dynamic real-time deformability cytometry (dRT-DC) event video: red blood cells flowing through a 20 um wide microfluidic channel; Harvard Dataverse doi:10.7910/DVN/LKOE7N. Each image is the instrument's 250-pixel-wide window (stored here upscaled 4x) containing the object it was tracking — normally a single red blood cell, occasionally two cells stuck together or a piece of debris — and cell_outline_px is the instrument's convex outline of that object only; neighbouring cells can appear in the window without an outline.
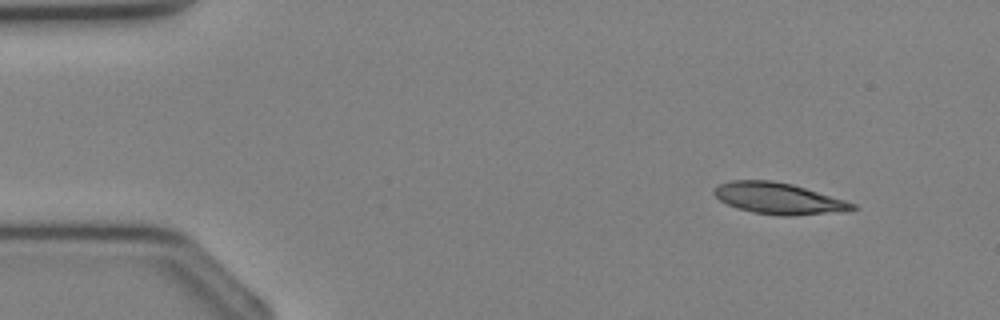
{"species": "Egyptian fruit bat (a non-hibernating species)", "species_latin": "Rousettus aegyptiacus", "temperature_condition": "cold", "stored_images_in_passage": 15, "camera_frame_rate_fps": 3000, "um_per_image_px": 0.085, "animal": {"sex": "female"}, "frame": {"image": 1, "passage_image": 3, "time_ms": 0.667, "image_size_px": [1000, 320], "cell_outline_px": [[856, 208], [824, 212], [788, 216], [780, 216], [756, 212], [736, 208], [720, 200], [712, 192], [720, 184], [728, 180], [772, 180], [792, 184], [844, 200], [856, 204]], "centroid_in_image_um": [66.07, 16.84], "position_along_channel_um": 18.9, "area_um2": 24.51}}
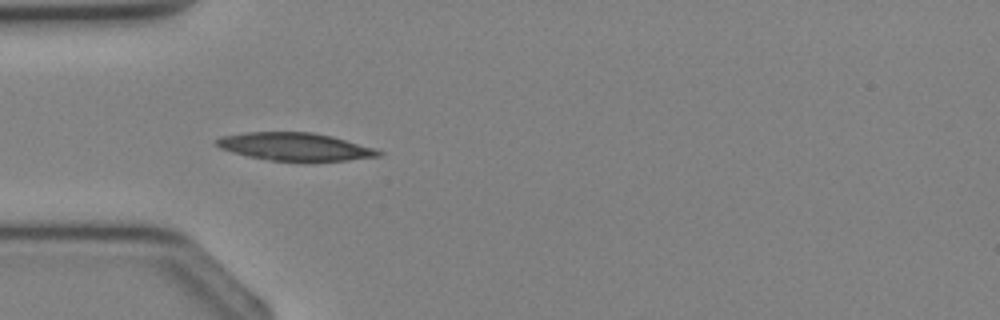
{"frame": {"image": 2, "passage_image": 10, "time_ms": 3.0, "image_size_px": [1000, 320], "cell_outline_px": [[384, 152], [380, 156], [348, 160], [272, 160], [248, 156], [232, 152], [220, 148], [216, 144], [216, 140], [220, 136], [244, 132], [312, 132], [332, 136], [372, 148]], "centroid_in_image_um": [25.03, 12.45], "position_along_channel_um": 60.0, "area_um2": 25.78}}
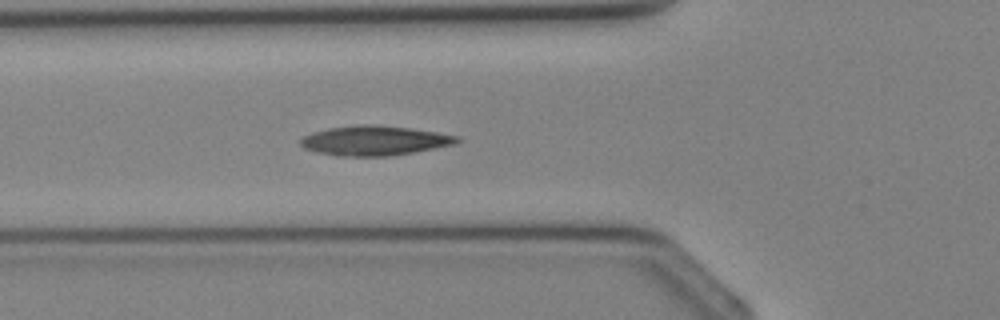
{"frame": {"image": 3, "passage_image": 12, "time_ms": 3.667, "image_size_px": [1000, 320], "cell_outline_px": [[460, 140], [456, 144], [392, 156], [340, 156], [316, 152], [304, 148], [300, 144], [300, 140], [304, 136], [312, 132], [328, 128], [360, 124], [368, 124], [408, 128], [436, 132], [460, 136]], "centroid_in_image_um": [31.83, 11.95], "position_along_channel_um": 94.0, "area_um2": 26.99}}